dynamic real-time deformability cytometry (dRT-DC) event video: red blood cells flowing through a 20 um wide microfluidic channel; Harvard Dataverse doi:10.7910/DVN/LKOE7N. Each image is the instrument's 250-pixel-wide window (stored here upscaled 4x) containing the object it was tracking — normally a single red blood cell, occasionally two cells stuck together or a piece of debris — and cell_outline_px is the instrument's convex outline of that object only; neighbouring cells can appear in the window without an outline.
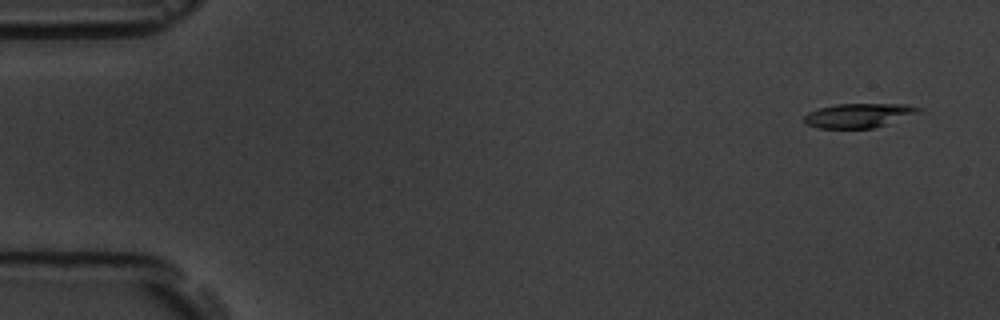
{"species": "common noctule bat (a hibernating species)", "species_latin": "Nyctalus noctula", "temperature_condition": "room temperature", "stored_images_in_passage": 4, "camera_frame_rate_fps": 3000, "um_per_image_px": 0.085, "animal": {"sex": "male", "body_mass_g": 19.5, "forearm_length_mm": 54.6}, "frame": {"image": 1, "passage_image": 1, "time_ms": 0.0, "image_size_px": [1000, 320], "cell_outline_px": [[924, 108], [916, 112], [884, 124], [872, 128], [816, 128], [804, 124], [804, 116], [808, 112], [820, 108], [836, 104], [904, 104]], "centroid_in_image_um": [72.87, 9.81], "position_along_channel_um": 12.1, "area_um2": 15.78}}